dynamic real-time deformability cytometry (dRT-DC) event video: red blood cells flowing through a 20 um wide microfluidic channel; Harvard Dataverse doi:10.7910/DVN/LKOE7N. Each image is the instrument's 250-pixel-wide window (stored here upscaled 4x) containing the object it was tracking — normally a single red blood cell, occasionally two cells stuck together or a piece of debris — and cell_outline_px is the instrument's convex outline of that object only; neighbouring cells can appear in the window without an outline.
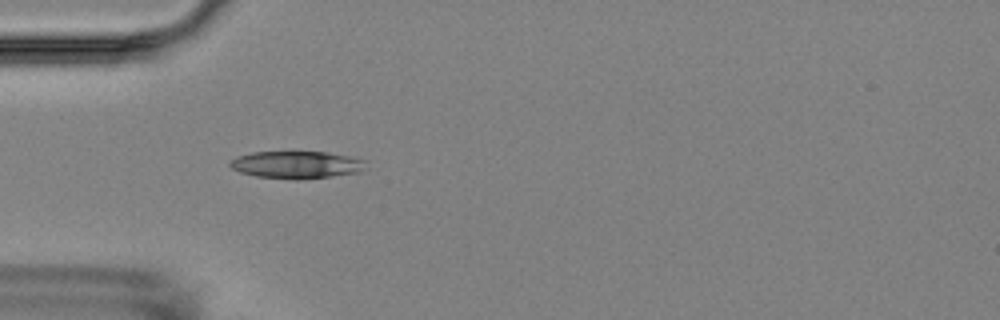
{"species": "Egyptian fruit bat (a non-hibernating species)", "species_latin": "Rousettus aegyptiacus", "temperature_condition": "room temperature", "stored_images_in_passage": 5, "camera_frame_rate_fps": 3000, "um_per_image_px": 0.085, "animal": {"sex": "female"}, "frame": {"image": 1, "passage_image": 4, "time_ms": 4.333, "image_size_px": [1000, 320], "cell_outline_px": [[368, 160], [360, 172], [332, 176], [296, 180], [256, 176], [240, 172], [232, 168], [228, 164], [236, 156], [252, 152], [324, 152], [348, 156]], "centroid_in_image_um": [25.2, 14.0], "position_along_channel_um": 59.8, "area_um2": 21.62}}